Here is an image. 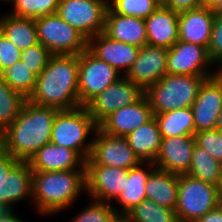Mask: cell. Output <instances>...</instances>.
<instances>
[{
	"mask_svg": "<svg viewBox=\"0 0 222 222\" xmlns=\"http://www.w3.org/2000/svg\"><path fill=\"white\" fill-rule=\"evenodd\" d=\"M38 41L53 55H79L88 40L57 13L35 19Z\"/></svg>",
	"mask_w": 222,
	"mask_h": 222,
	"instance_id": "7",
	"label": "cell"
},
{
	"mask_svg": "<svg viewBox=\"0 0 222 222\" xmlns=\"http://www.w3.org/2000/svg\"><path fill=\"white\" fill-rule=\"evenodd\" d=\"M216 129H218L219 131H222V108L217 118Z\"/></svg>",
	"mask_w": 222,
	"mask_h": 222,
	"instance_id": "46",
	"label": "cell"
},
{
	"mask_svg": "<svg viewBox=\"0 0 222 222\" xmlns=\"http://www.w3.org/2000/svg\"><path fill=\"white\" fill-rule=\"evenodd\" d=\"M202 7L211 8L215 3L216 0H200Z\"/></svg>",
	"mask_w": 222,
	"mask_h": 222,
	"instance_id": "45",
	"label": "cell"
},
{
	"mask_svg": "<svg viewBox=\"0 0 222 222\" xmlns=\"http://www.w3.org/2000/svg\"><path fill=\"white\" fill-rule=\"evenodd\" d=\"M218 69L216 70V75L222 80V63L217 66Z\"/></svg>",
	"mask_w": 222,
	"mask_h": 222,
	"instance_id": "48",
	"label": "cell"
},
{
	"mask_svg": "<svg viewBox=\"0 0 222 222\" xmlns=\"http://www.w3.org/2000/svg\"><path fill=\"white\" fill-rule=\"evenodd\" d=\"M161 4L160 0H110L108 7L116 14L144 20Z\"/></svg>",
	"mask_w": 222,
	"mask_h": 222,
	"instance_id": "34",
	"label": "cell"
},
{
	"mask_svg": "<svg viewBox=\"0 0 222 222\" xmlns=\"http://www.w3.org/2000/svg\"><path fill=\"white\" fill-rule=\"evenodd\" d=\"M87 49L118 72L126 75L137 59L139 47L108 37L104 32L88 40ZM123 70V72H121Z\"/></svg>",
	"mask_w": 222,
	"mask_h": 222,
	"instance_id": "17",
	"label": "cell"
},
{
	"mask_svg": "<svg viewBox=\"0 0 222 222\" xmlns=\"http://www.w3.org/2000/svg\"><path fill=\"white\" fill-rule=\"evenodd\" d=\"M215 15H222V0H216V3L211 7Z\"/></svg>",
	"mask_w": 222,
	"mask_h": 222,
	"instance_id": "44",
	"label": "cell"
},
{
	"mask_svg": "<svg viewBox=\"0 0 222 222\" xmlns=\"http://www.w3.org/2000/svg\"><path fill=\"white\" fill-rule=\"evenodd\" d=\"M78 64L80 106H86L95 96L123 76L88 49L78 55Z\"/></svg>",
	"mask_w": 222,
	"mask_h": 222,
	"instance_id": "9",
	"label": "cell"
},
{
	"mask_svg": "<svg viewBox=\"0 0 222 222\" xmlns=\"http://www.w3.org/2000/svg\"><path fill=\"white\" fill-rule=\"evenodd\" d=\"M19 161L0 147V182Z\"/></svg>",
	"mask_w": 222,
	"mask_h": 222,
	"instance_id": "41",
	"label": "cell"
},
{
	"mask_svg": "<svg viewBox=\"0 0 222 222\" xmlns=\"http://www.w3.org/2000/svg\"><path fill=\"white\" fill-rule=\"evenodd\" d=\"M218 186L178 174V194L175 208L179 222H194L219 206Z\"/></svg>",
	"mask_w": 222,
	"mask_h": 222,
	"instance_id": "6",
	"label": "cell"
},
{
	"mask_svg": "<svg viewBox=\"0 0 222 222\" xmlns=\"http://www.w3.org/2000/svg\"><path fill=\"white\" fill-rule=\"evenodd\" d=\"M167 55V48L144 45L125 76L146 91L167 74Z\"/></svg>",
	"mask_w": 222,
	"mask_h": 222,
	"instance_id": "15",
	"label": "cell"
},
{
	"mask_svg": "<svg viewBox=\"0 0 222 222\" xmlns=\"http://www.w3.org/2000/svg\"><path fill=\"white\" fill-rule=\"evenodd\" d=\"M29 163L33 171L85 170V160L76 151L51 142L42 146Z\"/></svg>",
	"mask_w": 222,
	"mask_h": 222,
	"instance_id": "19",
	"label": "cell"
},
{
	"mask_svg": "<svg viewBox=\"0 0 222 222\" xmlns=\"http://www.w3.org/2000/svg\"><path fill=\"white\" fill-rule=\"evenodd\" d=\"M94 135L92 150L85 165H106L129 170L141 162L125 137L109 135L99 127Z\"/></svg>",
	"mask_w": 222,
	"mask_h": 222,
	"instance_id": "10",
	"label": "cell"
},
{
	"mask_svg": "<svg viewBox=\"0 0 222 222\" xmlns=\"http://www.w3.org/2000/svg\"><path fill=\"white\" fill-rule=\"evenodd\" d=\"M123 222H179L175 209L161 206L154 201L144 199L129 210Z\"/></svg>",
	"mask_w": 222,
	"mask_h": 222,
	"instance_id": "30",
	"label": "cell"
},
{
	"mask_svg": "<svg viewBox=\"0 0 222 222\" xmlns=\"http://www.w3.org/2000/svg\"><path fill=\"white\" fill-rule=\"evenodd\" d=\"M104 33L114 40L139 48L147 45L145 21L134 16L116 14L109 7L105 17Z\"/></svg>",
	"mask_w": 222,
	"mask_h": 222,
	"instance_id": "23",
	"label": "cell"
},
{
	"mask_svg": "<svg viewBox=\"0 0 222 222\" xmlns=\"http://www.w3.org/2000/svg\"><path fill=\"white\" fill-rule=\"evenodd\" d=\"M146 199L175 209L178 194V174L155 168L145 184Z\"/></svg>",
	"mask_w": 222,
	"mask_h": 222,
	"instance_id": "25",
	"label": "cell"
},
{
	"mask_svg": "<svg viewBox=\"0 0 222 222\" xmlns=\"http://www.w3.org/2000/svg\"><path fill=\"white\" fill-rule=\"evenodd\" d=\"M147 44L170 49L179 40V13L162 4L146 19Z\"/></svg>",
	"mask_w": 222,
	"mask_h": 222,
	"instance_id": "20",
	"label": "cell"
},
{
	"mask_svg": "<svg viewBox=\"0 0 222 222\" xmlns=\"http://www.w3.org/2000/svg\"><path fill=\"white\" fill-rule=\"evenodd\" d=\"M86 190L85 170L33 171L32 200L42 215L58 214Z\"/></svg>",
	"mask_w": 222,
	"mask_h": 222,
	"instance_id": "3",
	"label": "cell"
},
{
	"mask_svg": "<svg viewBox=\"0 0 222 222\" xmlns=\"http://www.w3.org/2000/svg\"><path fill=\"white\" fill-rule=\"evenodd\" d=\"M145 91L130 81L126 76L120 77L101 93L95 96L86 108L99 125L112 112L138 101Z\"/></svg>",
	"mask_w": 222,
	"mask_h": 222,
	"instance_id": "11",
	"label": "cell"
},
{
	"mask_svg": "<svg viewBox=\"0 0 222 222\" xmlns=\"http://www.w3.org/2000/svg\"><path fill=\"white\" fill-rule=\"evenodd\" d=\"M194 145V136L162 138L159 153L154 160L155 167L171 173L185 174L191 164Z\"/></svg>",
	"mask_w": 222,
	"mask_h": 222,
	"instance_id": "18",
	"label": "cell"
},
{
	"mask_svg": "<svg viewBox=\"0 0 222 222\" xmlns=\"http://www.w3.org/2000/svg\"><path fill=\"white\" fill-rule=\"evenodd\" d=\"M6 211H8V209L2 204H0V218L4 215Z\"/></svg>",
	"mask_w": 222,
	"mask_h": 222,
	"instance_id": "49",
	"label": "cell"
},
{
	"mask_svg": "<svg viewBox=\"0 0 222 222\" xmlns=\"http://www.w3.org/2000/svg\"><path fill=\"white\" fill-rule=\"evenodd\" d=\"M215 14L211 8L200 7L179 13V41L208 48Z\"/></svg>",
	"mask_w": 222,
	"mask_h": 222,
	"instance_id": "21",
	"label": "cell"
},
{
	"mask_svg": "<svg viewBox=\"0 0 222 222\" xmlns=\"http://www.w3.org/2000/svg\"><path fill=\"white\" fill-rule=\"evenodd\" d=\"M212 63H222V15H215L211 33V40L207 48Z\"/></svg>",
	"mask_w": 222,
	"mask_h": 222,
	"instance_id": "38",
	"label": "cell"
},
{
	"mask_svg": "<svg viewBox=\"0 0 222 222\" xmlns=\"http://www.w3.org/2000/svg\"><path fill=\"white\" fill-rule=\"evenodd\" d=\"M27 99L13 90L0 74V133H2L18 117Z\"/></svg>",
	"mask_w": 222,
	"mask_h": 222,
	"instance_id": "31",
	"label": "cell"
},
{
	"mask_svg": "<svg viewBox=\"0 0 222 222\" xmlns=\"http://www.w3.org/2000/svg\"><path fill=\"white\" fill-rule=\"evenodd\" d=\"M1 76L13 90L21 93L26 99L35 90L37 76L28 69L22 60L5 69Z\"/></svg>",
	"mask_w": 222,
	"mask_h": 222,
	"instance_id": "32",
	"label": "cell"
},
{
	"mask_svg": "<svg viewBox=\"0 0 222 222\" xmlns=\"http://www.w3.org/2000/svg\"><path fill=\"white\" fill-rule=\"evenodd\" d=\"M0 222H25L19 218L16 214L13 213V209L8 210L0 218Z\"/></svg>",
	"mask_w": 222,
	"mask_h": 222,
	"instance_id": "43",
	"label": "cell"
},
{
	"mask_svg": "<svg viewBox=\"0 0 222 222\" xmlns=\"http://www.w3.org/2000/svg\"><path fill=\"white\" fill-rule=\"evenodd\" d=\"M185 174L218 186L222 177V163L215 160L206 150L195 143L191 164Z\"/></svg>",
	"mask_w": 222,
	"mask_h": 222,
	"instance_id": "29",
	"label": "cell"
},
{
	"mask_svg": "<svg viewBox=\"0 0 222 222\" xmlns=\"http://www.w3.org/2000/svg\"><path fill=\"white\" fill-rule=\"evenodd\" d=\"M60 0H15L9 14L36 19L46 15L55 14Z\"/></svg>",
	"mask_w": 222,
	"mask_h": 222,
	"instance_id": "33",
	"label": "cell"
},
{
	"mask_svg": "<svg viewBox=\"0 0 222 222\" xmlns=\"http://www.w3.org/2000/svg\"><path fill=\"white\" fill-rule=\"evenodd\" d=\"M194 138L198 146L222 163V131L218 129L199 131L195 133Z\"/></svg>",
	"mask_w": 222,
	"mask_h": 222,
	"instance_id": "37",
	"label": "cell"
},
{
	"mask_svg": "<svg viewBox=\"0 0 222 222\" xmlns=\"http://www.w3.org/2000/svg\"><path fill=\"white\" fill-rule=\"evenodd\" d=\"M218 191H219L220 203L222 204V177H221L220 184L218 185Z\"/></svg>",
	"mask_w": 222,
	"mask_h": 222,
	"instance_id": "47",
	"label": "cell"
},
{
	"mask_svg": "<svg viewBox=\"0 0 222 222\" xmlns=\"http://www.w3.org/2000/svg\"><path fill=\"white\" fill-rule=\"evenodd\" d=\"M59 109L39 106L28 99L18 117L0 133V147L20 161L29 159L50 143L54 118Z\"/></svg>",
	"mask_w": 222,
	"mask_h": 222,
	"instance_id": "1",
	"label": "cell"
},
{
	"mask_svg": "<svg viewBox=\"0 0 222 222\" xmlns=\"http://www.w3.org/2000/svg\"><path fill=\"white\" fill-rule=\"evenodd\" d=\"M98 127L86 106L59 110L54 118L50 142L76 151L86 161L93 144V140H88L89 135L95 134Z\"/></svg>",
	"mask_w": 222,
	"mask_h": 222,
	"instance_id": "4",
	"label": "cell"
},
{
	"mask_svg": "<svg viewBox=\"0 0 222 222\" xmlns=\"http://www.w3.org/2000/svg\"><path fill=\"white\" fill-rule=\"evenodd\" d=\"M21 60V50L0 31V74Z\"/></svg>",
	"mask_w": 222,
	"mask_h": 222,
	"instance_id": "39",
	"label": "cell"
},
{
	"mask_svg": "<svg viewBox=\"0 0 222 222\" xmlns=\"http://www.w3.org/2000/svg\"><path fill=\"white\" fill-rule=\"evenodd\" d=\"M194 222H222V204L217 206L215 209L210 210Z\"/></svg>",
	"mask_w": 222,
	"mask_h": 222,
	"instance_id": "42",
	"label": "cell"
},
{
	"mask_svg": "<svg viewBox=\"0 0 222 222\" xmlns=\"http://www.w3.org/2000/svg\"><path fill=\"white\" fill-rule=\"evenodd\" d=\"M128 169L106 165H85L87 195L92 200L111 204L124 191Z\"/></svg>",
	"mask_w": 222,
	"mask_h": 222,
	"instance_id": "13",
	"label": "cell"
},
{
	"mask_svg": "<svg viewBox=\"0 0 222 222\" xmlns=\"http://www.w3.org/2000/svg\"><path fill=\"white\" fill-rule=\"evenodd\" d=\"M162 138L194 136L195 125L191 107L154 114Z\"/></svg>",
	"mask_w": 222,
	"mask_h": 222,
	"instance_id": "28",
	"label": "cell"
},
{
	"mask_svg": "<svg viewBox=\"0 0 222 222\" xmlns=\"http://www.w3.org/2000/svg\"><path fill=\"white\" fill-rule=\"evenodd\" d=\"M78 70V55H52L37 76L35 90L28 100L59 110L79 107Z\"/></svg>",
	"mask_w": 222,
	"mask_h": 222,
	"instance_id": "2",
	"label": "cell"
},
{
	"mask_svg": "<svg viewBox=\"0 0 222 222\" xmlns=\"http://www.w3.org/2000/svg\"><path fill=\"white\" fill-rule=\"evenodd\" d=\"M162 5L178 13L202 7L200 0H164Z\"/></svg>",
	"mask_w": 222,
	"mask_h": 222,
	"instance_id": "40",
	"label": "cell"
},
{
	"mask_svg": "<svg viewBox=\"0 0 222 222\" xmlns=\"http://www.w3.org/2000/svg\"><path fill=\"white\" fill-rule=\"evenodd\" d=\"M153 117L149 99L144 94L135 103L112 112L98 126L109 135L126 137Z\"/></svg>",
	"mask_w": 222,
	"mask_h": 222,
	"instance_id": "16",
	"label": "cell"
},
{
	"mask_svg": "<svg viewBox=\"0 0 222 222\" xmlns=\"http://www.w3.org/2000/svg\"><path fill=\"white\" fill-rule=\"evenodd\" d=\"M0 31L21 51L39 43L35 19L2 15Z\"/></svg>",
	"mask_w": 222,
	"mask_h": 222,
	"instance_id": "27",
	"label": "cell"
},
{
	"mask_svg": "<svg viewBox=\"0 0 222 222\" xmlns=\"http://www.w3.org/2000/svg\"><path fill=\"white\" fill-rule=\"evenodd\" d=\"M52 55L53 54L39 42L21 51V60L30 71L38 76L47 66Z\"/></svg>",
	"mask_w": 222,
	"mask_h": 222,
	"instance_id": "36",
	"label": "cell"
},
{
	"mask_svg": "<svg viewBox=\"0 0 222 222\" xmlns=\"http://www.w3.org/2000/svg\"><path fill=\"white\" fill-rule=\"evenodd\" d=\"M121 220L112 204L93 200L71 222H120Z\"/></svg>",
	"mask_w": 222,
	"mask_h": 222,
	"instance_id": "35",
	"label": "cell"
},
{
	"mask_svg": "<svg viewBox=\"0 0 222 222\" xmlns=\"http://www.w3.org/2000/svg\"><path fill=\"white\" fill-rule=\"evenodd\" d=\"M214 65L209 58L207 48L198 44L177 41L167 55V73L192 76H214L209 67Z\"/></svg>",
	"mask_w": 222,
	"mask_h": 222,
	"instance_id": "12",
	"label": "cell"
},
{
	"mask_svg": "<svg viewBox=\"0 0 222 222\" xmlns=\"http://www.w3.org/2000/svg\"><path fill=\"white\" fill-rule=\"evenodd\" d=\"M32 182L33 170L29 161H19L0 182V204L11 210L13 204L24 198L32 199Z\"/></svg>",
	"mask_w": 222,
	"mask_h": 222,
	"instance_id": "22",
	"label": "cell"
},
{
	"mask_svg": "<svg viewBox=\"0 0 222 222\" xmlns=\"http://www.w3.org/2000/svg\"><path fill=\"white\" fill-rule=\"evenodd\" d=\"M125 138L141 162L154 163L162 141L161 133L154 117Z\"/></svg>",
	"mask_w": 222,
	"mask_h": 222,
	"instance_id": "26",
	"label": "cell"
},
{
	"mask_svg": "<svg viewBox=\"0 0 222 222\" xmlns=\"http://www.w3.org/2000/svg\"><path fill=\"white\" fill-rule=\"evenodd\" d=\"M1 1H8V2L11 1L13 3L15 0H1Z\"/></svg>",
	"mask_w": 222,
	"mask_h": 222,
	"instance_id": "50",
	"label": "cell"
},
{
	"mask_svg": "<svg viewBox=\"0 0 222 222\" xmlns=\"http://www.w3.org/2000/svg\"><path fill=\"white\" fill-rule=\"evenodd\" d=\"M212 76L166 74L151 85L145 95L148 97L153 115L191 107L197 98L201 84Z\"/></svg>",
	"mask_w": 222,
	"mask_h": 222,
	"instance_id": "5",
	"label": "cell"
},
{
	"mask_svg": "<svg viewBox=\"0 0 222 222\" xmlns=\"http://www.w3.org/2000/svg\"><path fill=\"white\" fill-rule=\"evenodd\" d=\"M144 165L149 166L148 171L142 168ZM155 168L153 162H140L137 166L128 170V178L125 180L124 191H122L116 200L121 208H115V210L121 218L134 206L146 199L145 184L150 173Z\"/></svg>",
	"mask_w": 222,
	"mask_h": 222,
	"instance_id": "24",
	"label": "cell"
},
{
	"mask_svg": "<svg viewBox=\"0 0 222 222\" xmlns=\"http://www.w3.org/2000/svg\"><path fill=\"white\" fill-rule=\"evenodd\" d=\"M222 108V80L214 75L201 84L197 98L191 106L195 132L216 129Z\"/></svg>",
	"mask_w": 222,
	"mask_h": 222,
	"instance_id": "14",
	"label": "cell"
},
{
	"mask_svg": "<svg viewBox=\"0 0 222 222\" xmlns=\"http://www.w3.org/2000/svg\"><path fill=\"white\" fill-rule=\"evenodd\" d=\"M107 9L105 0H60L56 13L89 40L104 32Z\"/></svg>",
	"mask_w": 222,
	"mask_h": 222,
	"instance_id": "8",
	"label": "cell"
}]
</instances>
